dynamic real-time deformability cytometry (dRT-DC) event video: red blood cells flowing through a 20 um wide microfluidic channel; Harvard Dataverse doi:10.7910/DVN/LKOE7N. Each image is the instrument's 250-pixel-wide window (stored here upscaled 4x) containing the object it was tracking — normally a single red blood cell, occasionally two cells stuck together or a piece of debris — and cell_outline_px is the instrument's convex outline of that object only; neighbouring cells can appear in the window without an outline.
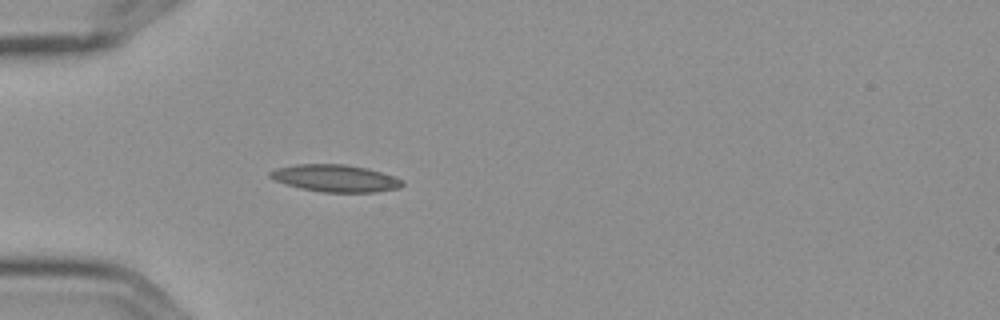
{"species": "Egyptian fruit bat (a non-hibernating species)", "species_latin": "Rousettus aegyptiacus", "temperature_condition": "cold", "stored_images_in_passage": 4, "camera_frame_rate_fps": 3000, "um_per_image_px": 0.085, "frame": {"image": 1, "passage_image": 4, "time_ms": 1.0, "image_size_px": [1000, 320], "cell_outline_px": [[404, 184], [400, 188], [376, 192], [324, 192], [300, 188], [276, 180], [268, 176], [268, 172], [276, 168], [296, 164], [344, 164], [368, 168], [404, 180]], "centroid_in_image_um": [28.52, 15.15], "position_along_channel_um": 56.5, "area_um2": 20.87}}